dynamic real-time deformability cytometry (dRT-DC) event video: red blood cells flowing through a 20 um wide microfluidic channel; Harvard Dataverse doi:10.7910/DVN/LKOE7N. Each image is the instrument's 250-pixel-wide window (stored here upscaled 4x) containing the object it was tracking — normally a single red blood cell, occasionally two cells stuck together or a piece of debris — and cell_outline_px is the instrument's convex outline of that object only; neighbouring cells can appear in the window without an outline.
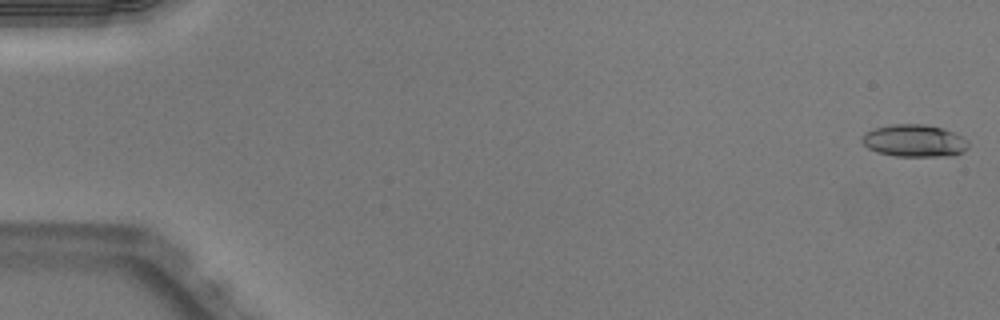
{"species": "Egyptian fruit bat (a non-hibernating species)", "species_latin": "Rousettus aegyptiacus", "temperature_condition": "warm", "stored_images_in_passage": 17, "camera_frame_rate_fps": 3000, "um_per_image_px": 0.085, "animal": {"sex": "male"}, "frame": {"image": 1, "passage_image": 1, "time_ms": 0.0, "image_size_px": [1000, 320], "cell_outline_px": [[968, 148], [956, 156], [896, 156], [880, 152], [868, 148], [860, 140], [868, 132], [876, 128], [892, 124], [924, 124], [944, 128], [960, 136], [968, 144]], "centroid_in_image_um": [77.75, 11.97], "position_along_channel_um": 7.3, "area_um2": 19.77}}
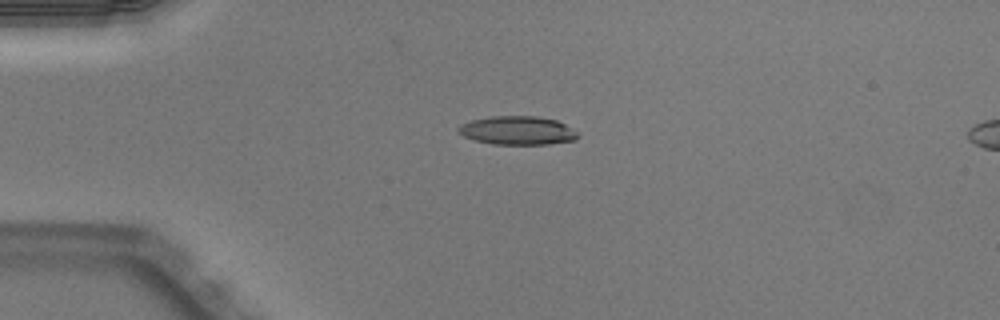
{"frame": {"image": 2, "passage_image": 13, "time_ms": 4.0, "image_size_px": [1000, 320], "cell_outline_px": [[580, 136], [576, 140], [548, 144], [492, 144], [476, 140], [464, 136], [456, 132], [456, 128], [460, 124], [472, 120], [492, 116], [536, 116], [556, 120], [564, 124], [576, 132]], "centroid_in_image_um": [43.96, 11.09], "position_along_channel_um": 41.0, "area_um2": 19.88}}